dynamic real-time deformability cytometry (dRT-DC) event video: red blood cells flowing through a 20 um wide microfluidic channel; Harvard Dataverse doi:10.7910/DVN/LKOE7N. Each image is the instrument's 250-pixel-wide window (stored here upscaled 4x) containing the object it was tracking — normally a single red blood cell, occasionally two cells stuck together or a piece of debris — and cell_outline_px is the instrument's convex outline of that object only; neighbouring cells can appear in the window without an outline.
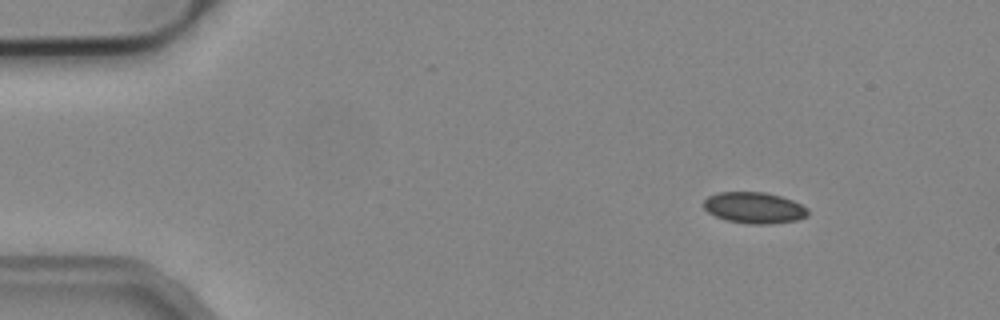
{"species": "common noctule bat (a hibernating species)", "species_latin": "Nyctalus noctula", "temperature_condition": "cold", "stored_images_in_passage": 5, "camera_frame_rate_fps": 3000, "um_per_image_px": 0.085, "animal": {"sex": "male", "body_mass_g": 19.2, "forearm_length_mm": 51.8}, "frame": {"image": 1, "passage_image": 1, "time_ms": 0.0, "image_size_px": [1000, 320], "cell_outline_px": [[808, 216], [796, 220], [768, 224], [748, 224], [724, 220], [708, 212], [704, 208], [704, 200], [708, 196], [720, 192], [764, 192], [780, 196], [792, 200], [808, 208]], "centroid_in_image_um": [64.1, 17.66], "position_along_channel_um": 20.9, "area_um2": 18.96}}
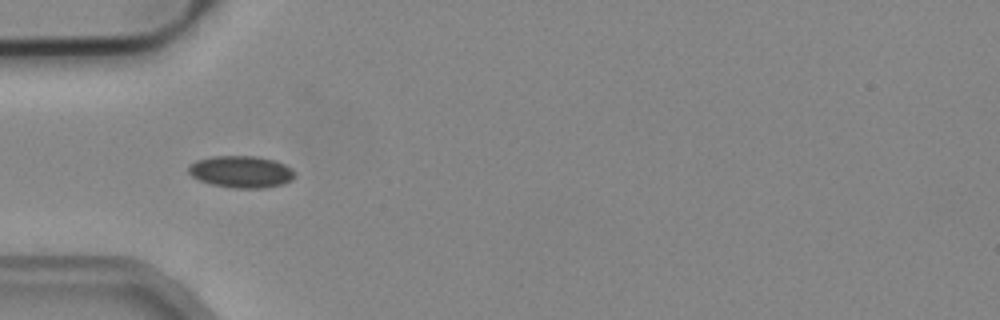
{"frame": {"image": 2, "passage_image": 4, "time_ms": 1.0, "image_size_px": [1000, 320], "cell_outline_px": [[292, 180], [284, 184], [264, 188], [236, 188], [212, 184], [200, 180], [192, 176], [188, 172], [188, 164], [196, 160], [212, 156], [256, 156], [276, 160], [292, 168]], "centroid_in_image_um": [20.48, 14.59], "position_along_channel_um": 64.5, "area_um2": 19.77}}